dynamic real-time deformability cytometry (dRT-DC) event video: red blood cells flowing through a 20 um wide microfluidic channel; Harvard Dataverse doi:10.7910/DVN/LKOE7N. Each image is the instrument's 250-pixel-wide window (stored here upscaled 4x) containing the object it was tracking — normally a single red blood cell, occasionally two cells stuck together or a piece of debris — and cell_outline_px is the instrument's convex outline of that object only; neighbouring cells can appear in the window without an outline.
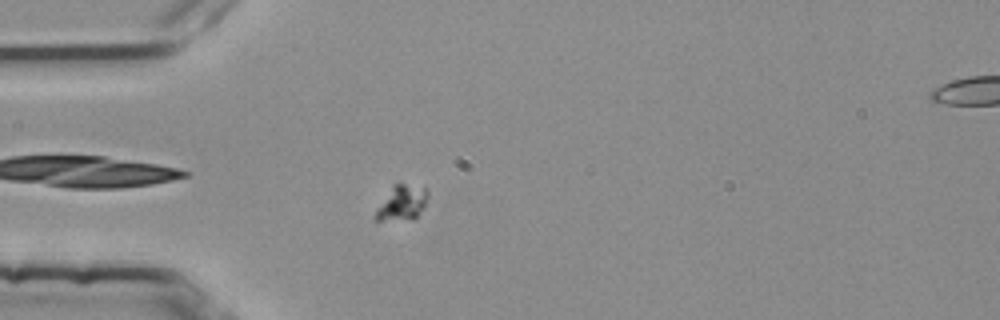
{"species": "common noctule bat (a hibernating species)", "species_latin": "Nyctalus noctula", "temperature_condition": "room temperature", "stored_images_in_passage": 54, "camera_frame_rate_fps": 3000, "um_per_image_px": 0.085, "animal": {"sex": "female", "body_mass_g": 25.1}, "frame": {"image": 1, "passage_image": 15, "time_ms": 4.667, "image_size_px": [1000, 320], "cell_outline_px": [[428, 196], [424, 204], [416, 216], [380, 220], [376, 220], [372, 216], [392, 184], [404, 184], [428, 188]], "centroid_in_image_um": [34.12, 17.18], "position_along_channel_um": 50.9, "area_um2": 10.17}}
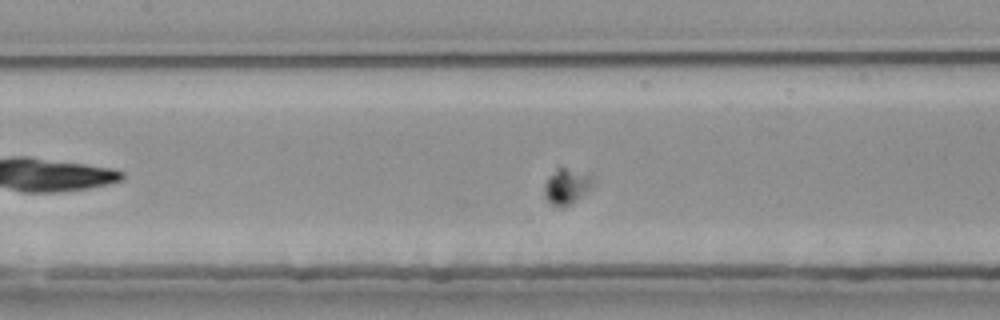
{"frame": {"image": 2, "passage_image": 25, "time_ms": 8.0, "image_size_px": [1000, 320], "cell_outline_px": [[592, 184], [576, 200], [564, 208], [556, 208], [544, 196], [544, 184], [548, 176], [556, 164], [560, 164], [588, 176]], "centroid_in_image_um": [48.03, 15.81], "position_along_channel_um": 159.4, "area_um2": 10.06}}
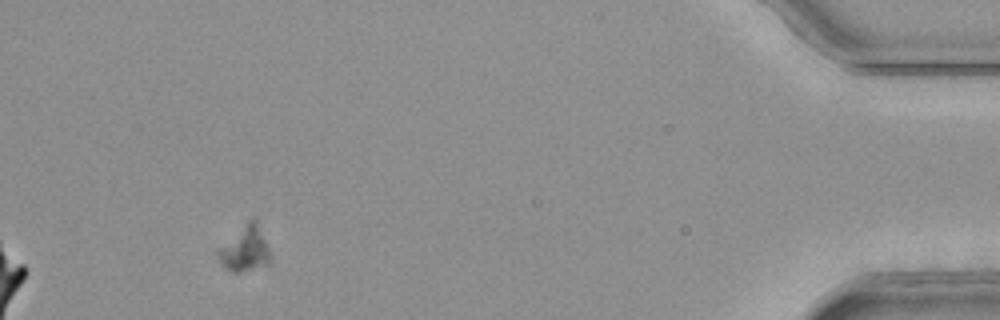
{"frame": {"image": 3, "passage_image": 52, "time_ms": 17.0, "image_size_px": [1000, 320], "cell_outline_px": [[272, 264], [240, 272], [232, 272], [224, 268], [220, 264], [216, 256], [216, 252], [248, 220], [252, 220], [264, 240], [268, 248], [272, 260]], "centroid_in_image_um": [20.79, 21.27], "position_along_channel_um": 414.4, "area_um2": 13.24}}